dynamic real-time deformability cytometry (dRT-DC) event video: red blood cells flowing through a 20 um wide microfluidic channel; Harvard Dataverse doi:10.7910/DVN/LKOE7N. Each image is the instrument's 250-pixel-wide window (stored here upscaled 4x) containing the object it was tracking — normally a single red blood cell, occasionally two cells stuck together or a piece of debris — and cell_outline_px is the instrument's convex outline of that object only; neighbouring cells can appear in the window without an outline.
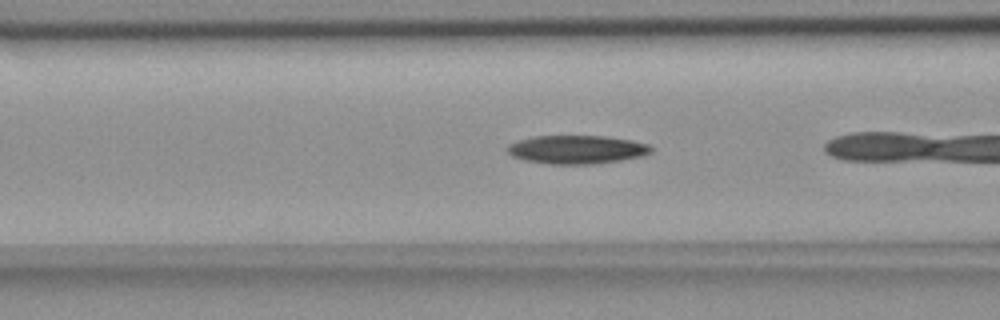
{"species": "common noctule bat (a hibernating species)", "species_latin": "Nyctalus noctula", "temperature_condition": "room temperature", "stored_images_in_passage": 7, "camera_frame_rate_fps": 3000, "um_per_image_px": 0.085, "animal": {"sex": "female", "body_mass_g": 18.4}, "frame": {"image": 1, "passage_image": 3, "time_ms": 0.667, "image_size_px": [1000, 320], "cell_outline_px": [[652, 152], [640, 156], [620, 160], [592, 164], [552, 164], [524, 160], [512, 156], [508, 152], [508, 144], [520, 140], [536, 136], [604, 136], [632, 140], [648, 144], [652, 148]], "centroid_in_image_um": [49.03, 12.71], "position_along_channel_um": 117.6, "area_um2": 23.64}}
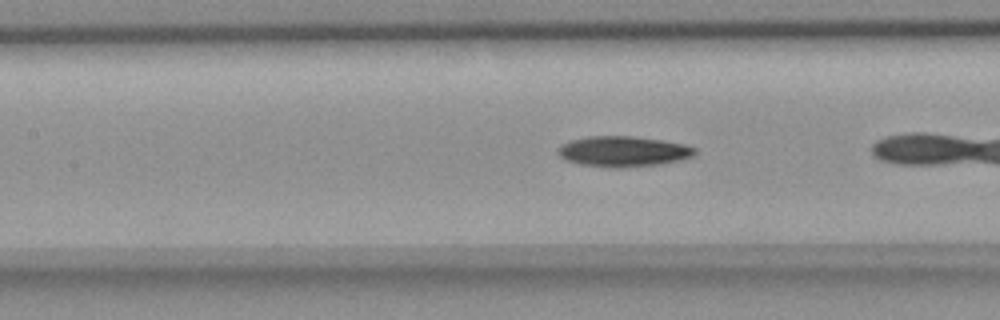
{"frame": {"image": 2, "passage_image": 6, "time_ms": 1.667, "image_size_px": [1000, 320], "cell_outline_px": [[696, 152], [692, 156], [660, 164], [620, 168], [612, 168], [580, 164], [568, 160], [560, 156], [560, 144], [572, 140], [588, 136], [632, 136], [664, 140], [684, 144], [696, 148]], "centroid_in_image_um": [52.99, 12.86], "position_along_channel_um": 154.4, "area_um2": 24.1}}